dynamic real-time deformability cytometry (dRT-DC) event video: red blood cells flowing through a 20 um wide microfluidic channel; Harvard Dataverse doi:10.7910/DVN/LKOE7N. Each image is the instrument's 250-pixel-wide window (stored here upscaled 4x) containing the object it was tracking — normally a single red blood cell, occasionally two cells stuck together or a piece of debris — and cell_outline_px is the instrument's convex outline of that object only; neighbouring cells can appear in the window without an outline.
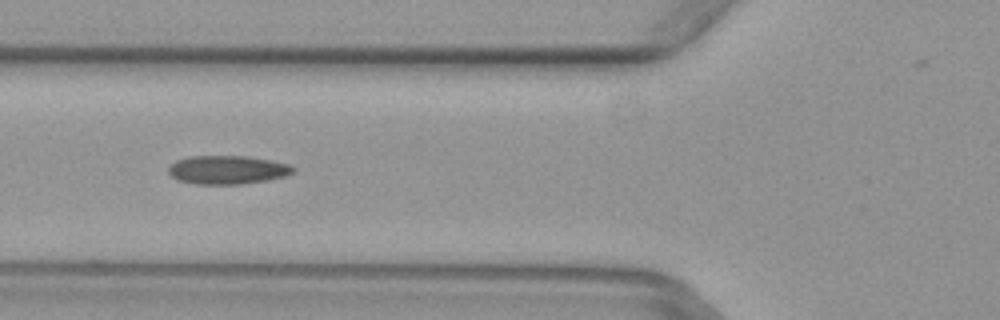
{"species": "common noctule bat (a hibernating species)", "species_latin": "Nyctalus noctula", "temperature_condition": "warm", "stored_images_in_passage": 5, "camera_frame_rate_fps": 3000, "um_per_image_px": 0.085, "animal": {"sex": "female", "body_mass_g": 29.2, "forearm_length_mm": 56.3}, "frame": {"image": 1, "passage_image": 5, "time_ms": 1.333, "image_size_px": [1000, 320], "cell_outline_px": [[296, 168], [292, 172], [284, 176], [268, 180], [240, 184], [196, 184], [176, 180], [168, 172], [168, 168], [176, 160], [188, 156], [248, 156], [288, 164]], "centroid_in_image_um": [19.29, 14.43], "position_along_channel_um": 106.5, "area_um2": 20.69}}